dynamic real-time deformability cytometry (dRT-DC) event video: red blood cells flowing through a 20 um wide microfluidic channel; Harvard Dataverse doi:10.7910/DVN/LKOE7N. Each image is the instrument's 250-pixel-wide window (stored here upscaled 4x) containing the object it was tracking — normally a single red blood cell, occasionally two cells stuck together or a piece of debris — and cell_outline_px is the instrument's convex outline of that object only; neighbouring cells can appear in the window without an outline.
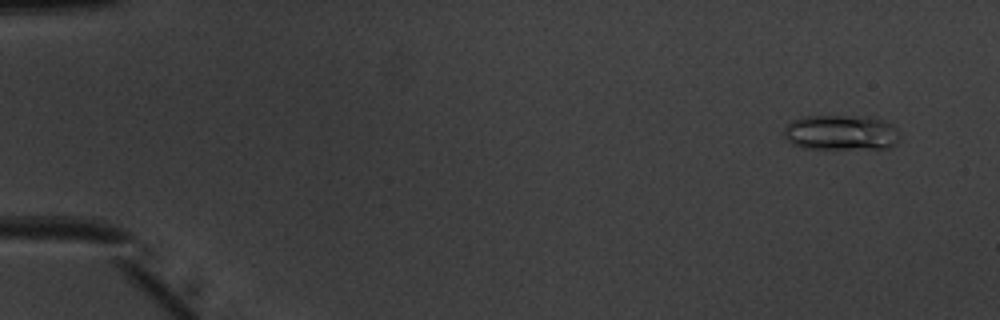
{"species": "common noctule bat (a hibernating species)", "species_latin": "Nyctalus noctula", "temperature_condition": "warm", "stored_images_in_passage": 51, "camera_frame_rate_fps": 3000, "um_per_image_px": 0.085, "animal": {"sex": "male", "body_mass_g": 20.1, "forearm_length_mm": 53.5}, "frame": {"image": 1, "passage_image": 4, "time_ms": 1.0, "image_size_px": [1000, 320], "cell_outline_px": [[900, 140], [892, 148], [804, 148], [792, 144], [784, 136], [784, 128], [792, 120], [804, 116], [868, 116], [892, 124], [900, 132]], "centroid_in_image_um": [71.52, 11.27], "position_along_channel_um": 13.5, "area_um2": 23.93}}
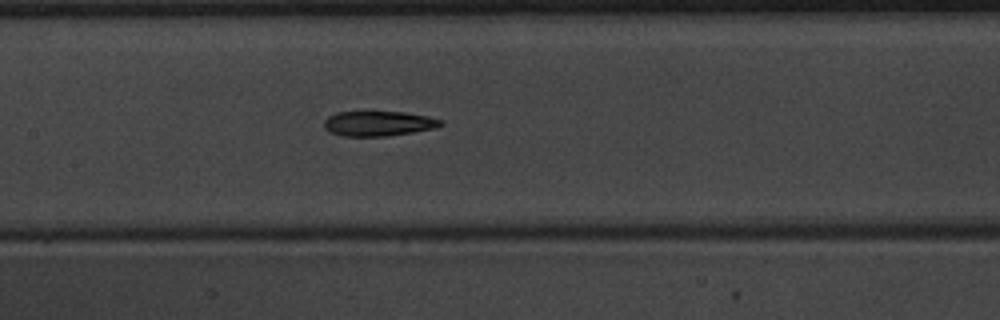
{"frame": {"image": 2, "passage_image": 26, "time_ms": 8.333, "image_size_px": [1000, 320], "cell_outline_px": [[444, 124], [436, 128], [388, 136], [340, 136], [328, 132], [324, 128], [324, 120], [328, 116], [336, 112], [404, 112], [428, 116], [444, 120]], "centroid_in_image_um": [32.16, 10.5], "position_along_channel_um": 175.2, "area_um2": 17.17}}
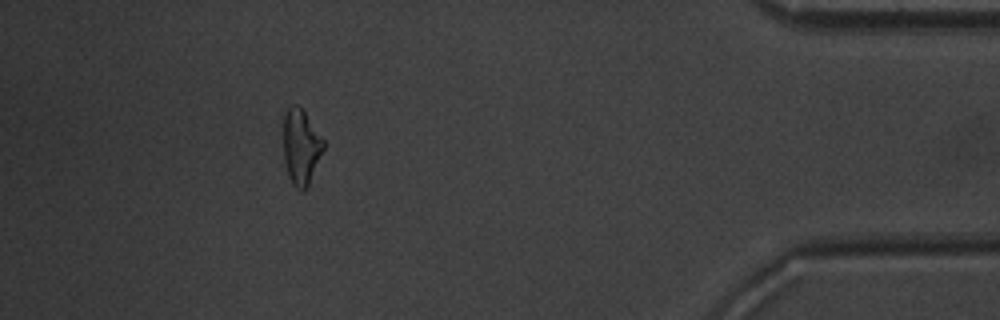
{"frame": {"image": 3, "passage_image": 47, "time_ms": 15.333, "image_size_px": [1000, 320], "cell_outline_px": [[324, 148], [308, 184], [304, 188], [296, 188], [292, 184], [288, 176], [284, 160], [284, 116], [288, 108], [292, 104], [296, 104], [304, 112], [324, 140]], "centroid_in_image_um": [25.57, 12.46], "position_along_channel_um": 409.6, "area_um2": 17.11}, "authors_computed_cell_mechanics": {"area_um2": 17.629, "velocity_mm_per_s": 4.0233, "shape_relaxation_time_tau1_ms": 6.1155, "shape_relaxation_time_tau2_ms": 3.5249, "deformation_change_tau1": 0.2078, "deformation_change_tau2": 0.1482}}